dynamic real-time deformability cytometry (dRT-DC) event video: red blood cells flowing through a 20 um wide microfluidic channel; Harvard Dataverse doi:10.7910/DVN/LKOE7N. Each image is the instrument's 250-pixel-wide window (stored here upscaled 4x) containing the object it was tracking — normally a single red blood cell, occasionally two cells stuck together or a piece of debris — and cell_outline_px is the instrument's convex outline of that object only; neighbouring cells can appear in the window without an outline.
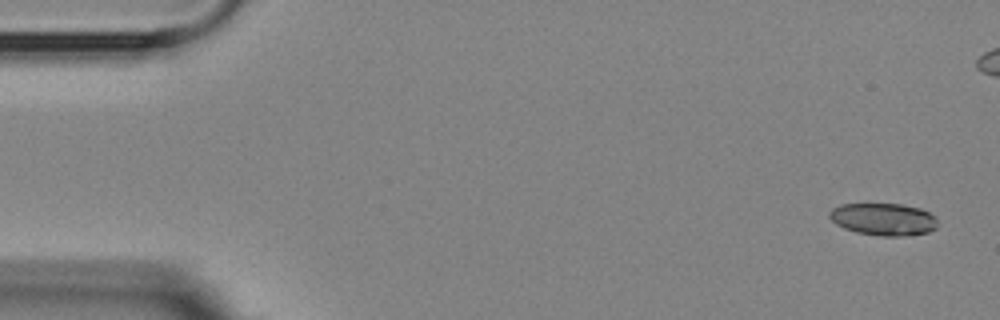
{"species": "Egyptian fruit bat (a non-hibernating species)", "species_latin": "Rousettus aegyptiacus", "temperature_condition": "room temperature", "stored_images_in_passage": 5, "camera_frame_rate_fps": 3000, "um_per_image_px": 0.085, "animal": {"sex": "female"}, "frame": {"image": 1, "passage_image": 1, "time_ms": 0.0, "image_size_px": [1000, 320], "cell_outline_px": [[936, 228], [928, 232], [908, 236], [880, 236], [856, 232], [844, 228], [836, 224], [828, 216], [828, 212], [832, 208], [840, 204], [900, 204], [920, 208], [936, 216]], "centroid_in_image_um": [75.08, 18.64], "position_along_channel_um": 9.9, "area_um2": 20.46}}